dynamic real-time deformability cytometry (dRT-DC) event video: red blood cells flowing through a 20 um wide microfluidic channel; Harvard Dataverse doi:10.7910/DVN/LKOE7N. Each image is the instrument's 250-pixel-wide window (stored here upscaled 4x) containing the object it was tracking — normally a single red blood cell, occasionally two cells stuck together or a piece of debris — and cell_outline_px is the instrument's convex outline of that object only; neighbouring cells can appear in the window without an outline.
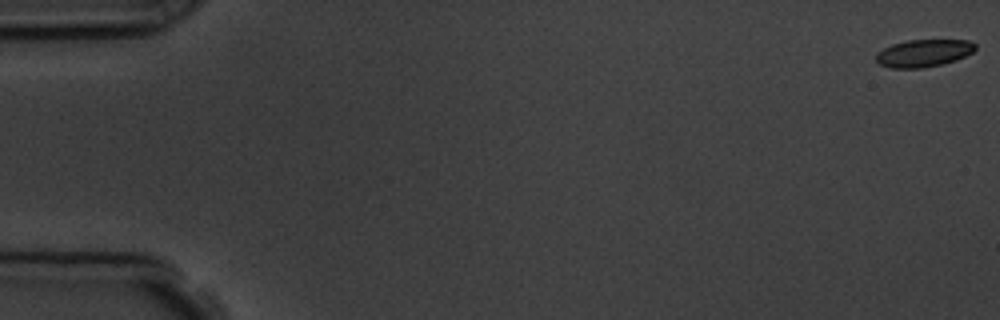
{"species": "common noctule bat (a hibernating species)", "species_latin": "Nyctalus noctula", "temperature_condition": "room temperature", "stored_images_in_passage": 10, "camera_frame_rate_fps": 3000, "um_per_image_px": 0.085, "animal": {"sex": "male", "body_mass_g": 19.5, "forearm_length_mm": 54.6}, "frame": {"image": 1, "passage_image": 1, "time_ms": 0.0, "image_size_px": [1000, 320], "cell_outline_px": [[976, 48], [972, 52], [956, 60], [940, 64], [920, 68], [892, 68], [880, 64], [876, 60], [876, 56], [884, 48], [892, 44], [908, 40], [968, 40], [976, 44]], "centroid_in_image_um": [78.52, 4.51], "position_along_channel_um": 6.5, "area_um2": 15.61}}
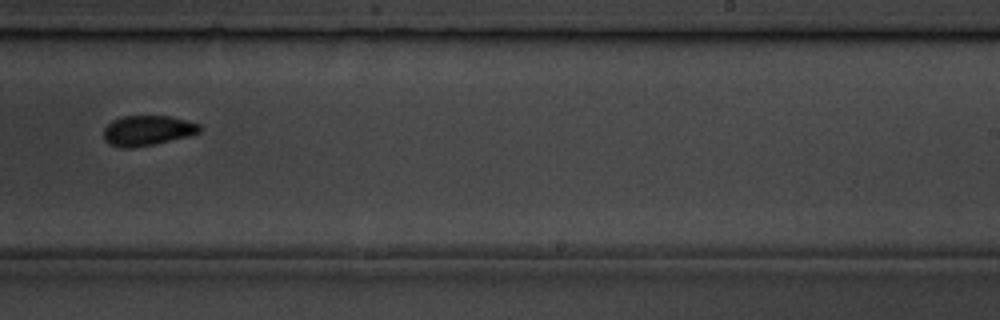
{"frame": {"image": 2, "passage_image": 10, "time_ms": 11.333, "image_size_px": [1000, 320], "cell_outline_px": [[200, 132], [188, 136], [156, 144], [132, 148], [120, 148], [108, 144], [104, 140], [104, 128], [112, 120], [120, 116], [168, 116], [200, 124]], "centroid_in_image_um": [12.49, 11.11], "position_along_channel_um": 276.5, "area_um2": 16.94}}